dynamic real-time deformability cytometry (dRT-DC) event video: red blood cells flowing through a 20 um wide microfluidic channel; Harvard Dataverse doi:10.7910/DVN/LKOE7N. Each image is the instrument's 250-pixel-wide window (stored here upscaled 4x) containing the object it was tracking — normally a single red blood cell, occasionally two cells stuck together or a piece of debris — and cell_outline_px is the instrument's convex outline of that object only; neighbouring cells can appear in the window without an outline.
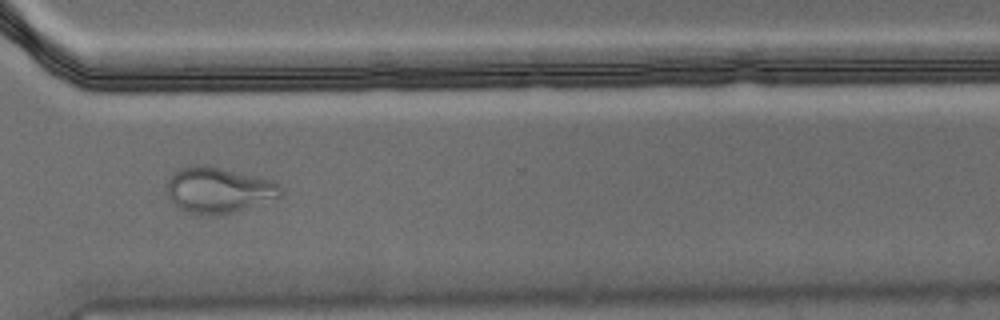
{"species": "Egyptian fruit bat (a non-hibernating species)", "species_latin": "Rousettus aegyptiacus", "temperature_condition": "warm", "stored_images_in_passage": 49, "camera_frame_rate_fps": 3000, "um_per_image_px": 0.085, "animal": {"sex": "male"}, "frame": {"image": 1, "passage_image": 35, "time_ms": 11.333, "image_size_px": [1000, 320], "cell_outline_px": [[284, 192], [280, 196], [232, 212], [188, 212], [172, 204], [168, 196], [168, 176], [176, 168], [196, 164], [204, 164], [256, 176], [272, 180], [280, 184]], "centroid_in_image_um": [18.53, 16.08], "position_along_channel_um": 352.1, "area_um2": 29.77}, "authors_computed_cell_mechanics": {"area_um2": 25.3164, "velocity_mm_per_s": 3.6178, "shape_relaxation_time_tau1_ms": null, "shape_relaxation_time_tau2_ms": 1.3268, "deformation_change_tau1": null, "deformation_change_tau2": 0.0754}}